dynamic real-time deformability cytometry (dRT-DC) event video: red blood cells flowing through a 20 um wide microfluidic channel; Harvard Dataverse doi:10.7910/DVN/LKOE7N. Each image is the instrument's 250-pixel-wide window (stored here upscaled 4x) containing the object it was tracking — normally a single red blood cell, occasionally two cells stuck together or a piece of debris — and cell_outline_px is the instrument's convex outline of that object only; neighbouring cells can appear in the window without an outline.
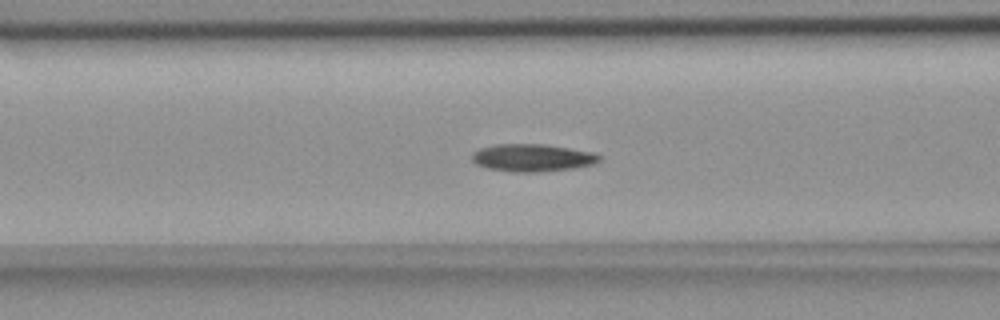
{"species": "common noctule bat (a hibernating species)", "species_latin": "Nyctalus noctula", "temperature_condition": "room temperature", "stored_images_in_passage": 55, "camera_frame_rate_fps": 3000, "um_per_image_px": 0.085, "animal": {"sex": "female", "body_mass_g": 18.4}, "frame": {"image": 1, "passage_image": 21, "time_ms": 6.667, "image_size_px": [1000, 320], "cell_outline_px": [[600, 160], [596, 164], [572, 168], [540, 172], [512, 172], [488, 168], [476, 164], [472, 160], [472, 152], [480, 148], [496, 144], [544, 144], [592, 152], [600, 156]], "centroid_in_image_um": [45.23, 13.41], "position_along_channel_um": 121.4, "area_um2": 20.4}}
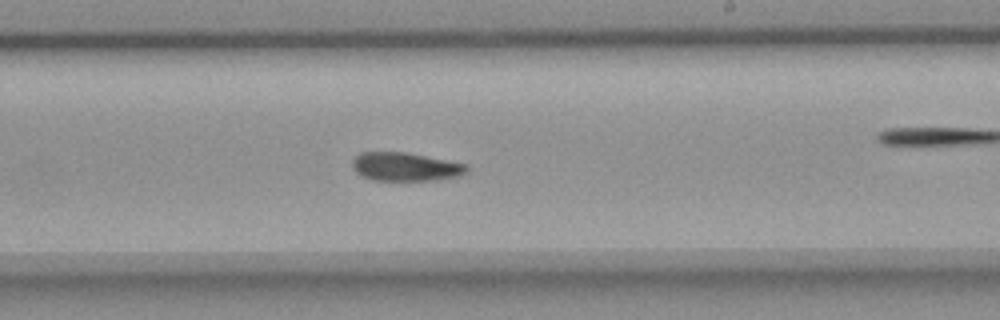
{"frame": {"image": 2, "passage_image": 32, "time_ms": 10.333, "image_size_px": [1000, 320], "cell_outline_px": [[468, 172], [456, 176], [436, 180], [372, 180], [360, 176], [352, 168], [352, 160], [360, 152], [404, 152], [468, 164]], "centroid_in_image_um": [34.43, 14.17], "position_along_channel_um": 254.6, "area_um2": 19.02}}
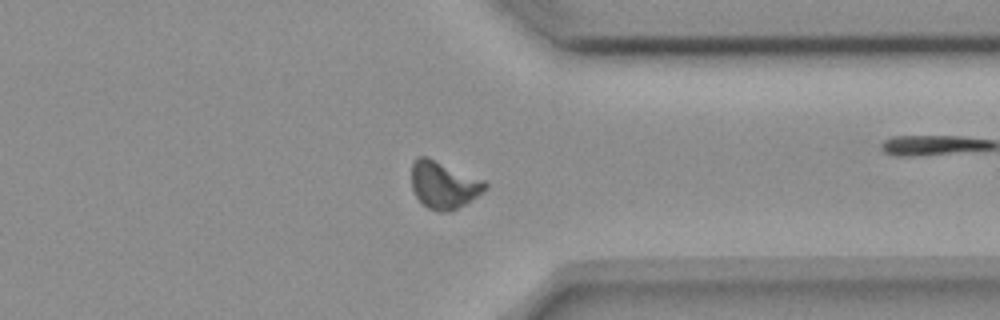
{"frame": {"image": 3, "passage_image": 42, "time_ms": 13.667, "image_size_px": [1000, 320], "cell_outline_px": [[488, 188], [472, 200], [448, 212], [440, 212], [428, 208], [416, 196], [412, 188], [412, 160], [416, 156], [428, 156], [484, 180], [488, 184]], "centroid_in_image_um": [37.71, 15.69], "position_along_channel_um": 373.7, "area_um2": 20.35}, "authors_computed_cell_mechanics": {"area_um2": 19.4208, "velocity_mm_per_s": 3.6443, "shape_relaxation_time_tau1_ms": 5.7631, "shape_relaxation_time_tau2_ms": 4.9853, "deformation_change_tau1": 0.1544, "deformation_change_tau2": 0.1104}}